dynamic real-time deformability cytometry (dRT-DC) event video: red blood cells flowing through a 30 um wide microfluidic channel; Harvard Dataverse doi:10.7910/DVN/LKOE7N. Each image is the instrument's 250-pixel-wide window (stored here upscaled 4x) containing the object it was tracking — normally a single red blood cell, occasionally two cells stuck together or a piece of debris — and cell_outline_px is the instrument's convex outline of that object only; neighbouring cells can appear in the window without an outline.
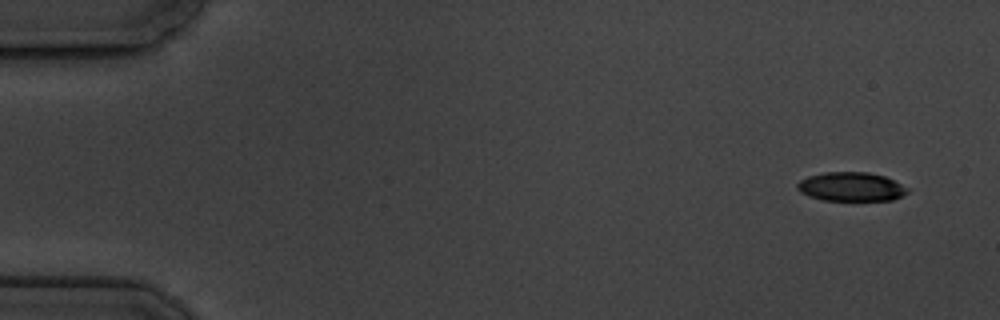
{"species": "common noctule bat (a hibernating species)", "species_latin": "Nyctalus noctula", "temperature_condition": "cold", "stored_images_in_passage": 5, "camera_frame_rate_fps": 3000, "um_per_image_px": 0.085, "animal": {"sex": "male", "body_mass_g": 19.5, "forearm_length_mm": 54.6}, "frame": {"image": 1, "passage_image": 1, "time_ms": 0.0, "image_size_px": [1000, 320], "cell_outline_px": [[912, 188], [908, 192], [892, 200], [824, 200], [808, 196], [800, 192], [796, 188], [796, 184], [800, 180], [808, 176], [824, 172], [868, 172], [884, 176]], "centroid_in_image_um": [72.35, 15.86], "position_along_channel_um": 12.6, "area_um2": 18.73}}
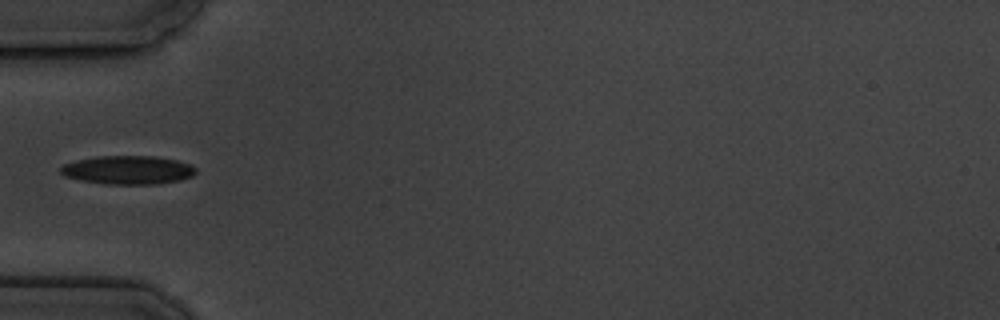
{"frame": {"image": 2, "passage_image": 5, "time_ms": 5.333, "image_size_px": [1000, 320], "cell_outline_px": [[196, 172], [192, 176], [180, 180], [156, 184], [104, 184], [80, 180], [64, 176], [60, 172], [60, 168], [64, 164], [76, 160], [96, 156], [156, 156], [176, 160], [188, 164], [196, 168]], "centroid_in_image_um": [10.85, 14.45], "position_along_channel_um": 74.1, "area_um2": 22.54}}